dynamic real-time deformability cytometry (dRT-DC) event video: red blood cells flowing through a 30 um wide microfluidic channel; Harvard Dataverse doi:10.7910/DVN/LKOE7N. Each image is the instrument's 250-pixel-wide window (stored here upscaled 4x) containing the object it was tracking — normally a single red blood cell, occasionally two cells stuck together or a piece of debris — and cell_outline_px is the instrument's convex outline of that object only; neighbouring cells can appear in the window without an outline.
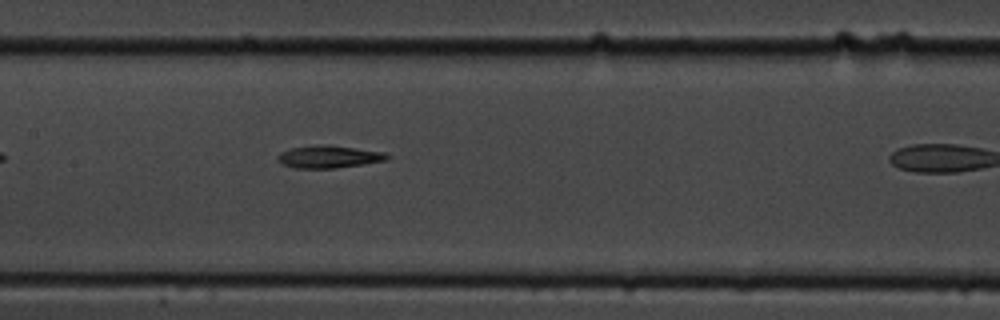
{"species": "common noctule bat (a hibernating species)", "species_latin": "Nyctalus noctula", "temperature_condition": "cold", "stored_images_in_passage": 11, "camera_frame_rate_fps": 3000, "um_per_image_px": 0.085, "animal": {"sex": "male", "body_mass_g": 19.5, "forearm_length_mm": 54.6}, "frame": {"image": 1, "passage_image": 10, "time_ms": 3.0, "image_size_px": [1000, 320], "cell_outline_px": [[392, 156], [388, 160], [364, 164], [336, 168], [296, 168], [284, 164], [276, 156], [280, 152], [292, 148], [316, 144], [328, 144], [384, 152]], "centroid_in_image_um": [28.01, 13.31], "position_along_channel_um": 179.4, "area_um2": 14.39}}